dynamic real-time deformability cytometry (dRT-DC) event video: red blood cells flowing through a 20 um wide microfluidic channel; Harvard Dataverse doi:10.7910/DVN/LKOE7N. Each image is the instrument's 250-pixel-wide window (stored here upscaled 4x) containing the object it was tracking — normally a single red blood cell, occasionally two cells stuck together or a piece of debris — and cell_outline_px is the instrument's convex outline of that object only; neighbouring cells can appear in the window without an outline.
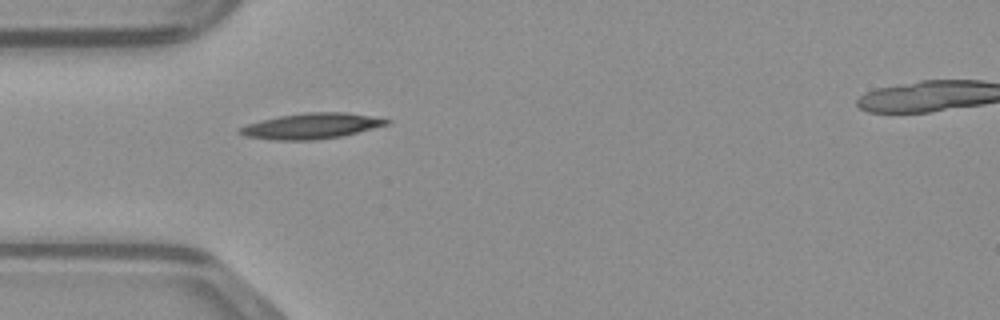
{"species": "common noctule bat (a hibernating species)", "species_latin": "Nyctalus noctula", "temperature_condition": "warm", "stored_images_in_passage": 33, "camera_frame_rate_fps": 3000, "um_per_image_px": 0.085, "animal": {"sex": "male", "body_mass_g": 23.1, "forearm_length_mm": 52.7}, "frame": {"image": 1, "passage_image": 1, "time_ms": 0.0, "image_size_px": [1000, 320], "cell_outline_px": [[392, 120], [388, 124], [340, 136], [316, 140], [272, 140], [244, 136], [236, 132], [240, 128], [248, 124], [260, 120], [280, 116], [304, 112], [344, 112]], "centroid_in_image_um": [26.4, 10.71], "position_along_channel_um": 58.6, "area_um2": 21.68}}
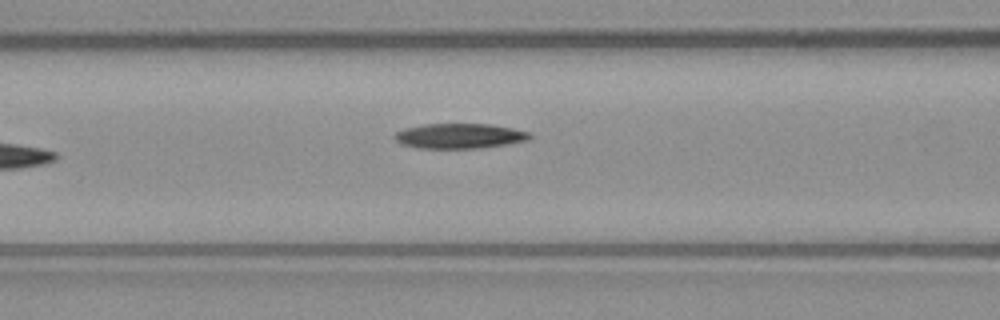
{"frame": {"image": 2, "passage_image": 6, "time_ms": 1.667, "image_size_px": [1000, 320], "cell_outline_px": [[532, 136], [528, 140], [508, 144], [480, 148], [416, 148], [400, 144], [392, 136], [396, 132], [404, 128], [424, 124], [488, 124], [512, 128], [528, 132]], "centroid_in_image_um": [39.02, 11.56], "position_along_channel_um": 127.6, "area_um2": 19.77}}
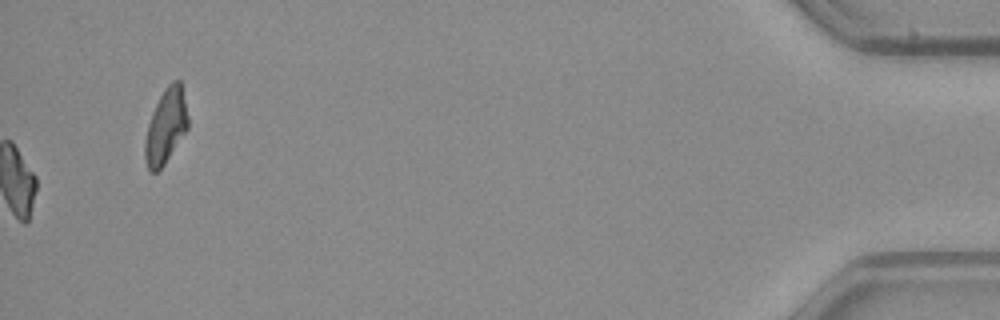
{"frame": {"image": 3, "passage_image": 33, "time_ms": 10.667, "image_size_px": [1000, 320], "cell_outline_px": [[188, 128], [164, 164], [156, 172], [148, 172], [144, 156], [144, 140], [148, 124], [152, 112], [164, 88], [172, 80], [180, 80], [188, 116]], "centroid_in_image_um": [14.07, 10.74], "position_along_channel_um": 421.1, "area_um2": 18.67}}